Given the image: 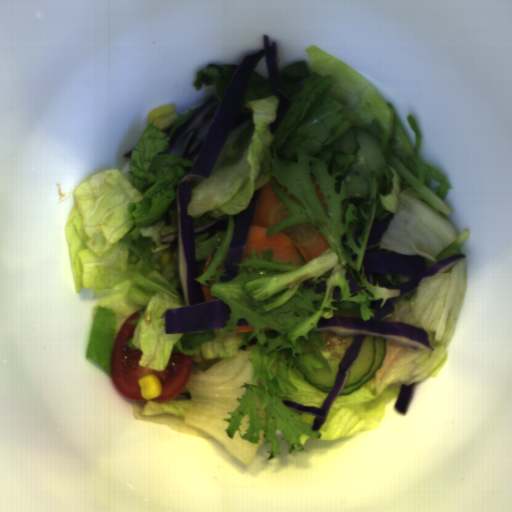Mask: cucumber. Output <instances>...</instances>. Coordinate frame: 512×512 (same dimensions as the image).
<instances>
[{
    "mask_svg": "<svg viewBox=\"0 0 512 512\" xmlns=\"http://www.w3.org/2000/svg\"><path fill=\"white\" fill-rule=\"evenodd\" d=\"M387 351V338L366 335L338 396L351 395L365 386L383 366Z\"/></svg>",
    "mask_w": 512,
    "mask_h": 512,
    "instance_id": "1",
    "label": "cucumber"
},
{
    "mask_svg": "<svg viewBox=\"0 0 512 512\" xmlns=\"http://www.w3.org/2000/svg\"><path fill=\"white\" fill-rule=\"evenodd\" d=\"M320 335L324 345L322 346L319 341H316V344L320 353L328 362L331 372L326 367L316 368L313 369L312 375L303 374L302 378L311 386L329 394L334 385L339 364L349 349L354 335L339 337L328 331H320Z\"/></svg>",
    "mask_w": 512,
    "mask_h": 512,
    "instance_id": "2",
    "label": "cucumber"
}]
</instances>
